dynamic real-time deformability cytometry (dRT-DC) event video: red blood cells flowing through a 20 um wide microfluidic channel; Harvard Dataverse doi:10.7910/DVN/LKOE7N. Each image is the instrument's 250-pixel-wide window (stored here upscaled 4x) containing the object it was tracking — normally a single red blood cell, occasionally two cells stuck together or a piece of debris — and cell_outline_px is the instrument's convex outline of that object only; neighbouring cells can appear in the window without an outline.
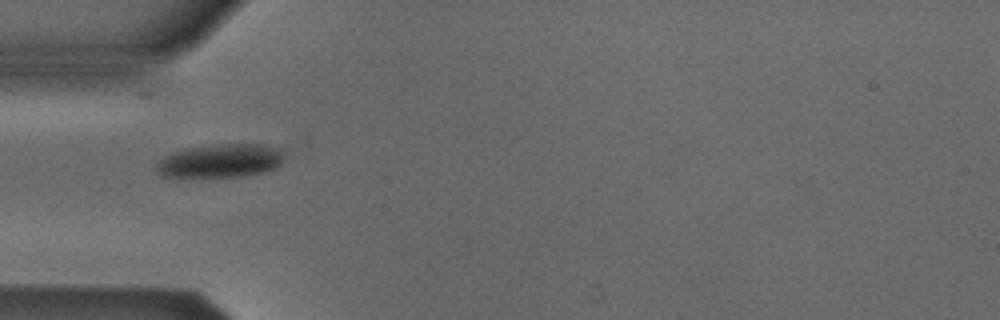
{"species": "Egyptian fruit bat (a non-hibernating species)", "species_latin": "Rousettus aegyptiacus", "temperature_condition": "cold", "stored_images_in_passage": 37, "camera_frame_rate_fps": 3000, "um_per_image_px": 0.085, "animal": {"sex": "male"}, "frame": {"image": 1, "passage_image": 1, "time_ms": 0.0, "image_size_px": [1000, 320], "cell_outline_px": [[280, 164], [272, 168], [260, 172], [240, 176], [160, 176], [156, 172], [156, 164], [164, 156], [172, 152], [184, 148], [216, 144], [268, 144], [280, 148]], "centroid_in_image_um": [18.67, 13.64], "position_along_channel_um": 66.3, "area_um2": 24.57}}
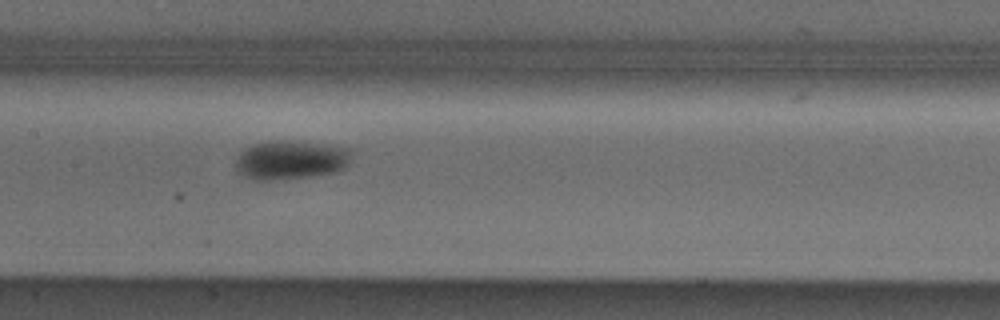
{"frame": {"image": 2, "passage_image": 10, "time_ms": 3.0, "image_size_px": [1000, 320], "cell_outline_px": [[352, 152], [348, 164], [344, 168], [336, 172], [312, 176], [268, 180], [256, 180], [236, 172], [236, 156], [240, 152], [252, 144], [276, 140], [288, 140], [324, 144], [352, 148]], "centroid_in_image_um": [24.72, 13.58], "position_along_channel_um": 182.7, "area_um2": 26.47}}
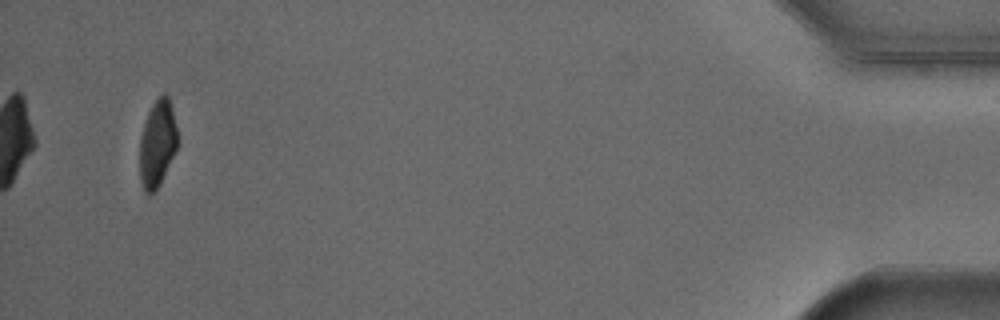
{"frame": {"image": 3, "passage_image": 35, "time_ms": 11.333, "image_size_px": [1000, 320], "cell_outline_px": [[180, 140], [160, 184], [148, 196], [144, 192], [140, 180], [140, 140], [144, 124], [148, 112], [156, 96], [164, 92], [168, 96], [172, 108]], "centroid_in_image_um": [13.39, 12.16], "position_along_channel_um": 421.8, "area_um2": 19.36}, "authors_computed_cell_mechanics": {"area_um2": 24.2182, "velocity_mm_per_s": 3.8954, "shape_relaxation_time_tau1_ms": 2.5407, "shape_relaxation_time_tau2_ms": null, "deformation_change_tau1": 0.1071, "deformation_change_tau2": null}}